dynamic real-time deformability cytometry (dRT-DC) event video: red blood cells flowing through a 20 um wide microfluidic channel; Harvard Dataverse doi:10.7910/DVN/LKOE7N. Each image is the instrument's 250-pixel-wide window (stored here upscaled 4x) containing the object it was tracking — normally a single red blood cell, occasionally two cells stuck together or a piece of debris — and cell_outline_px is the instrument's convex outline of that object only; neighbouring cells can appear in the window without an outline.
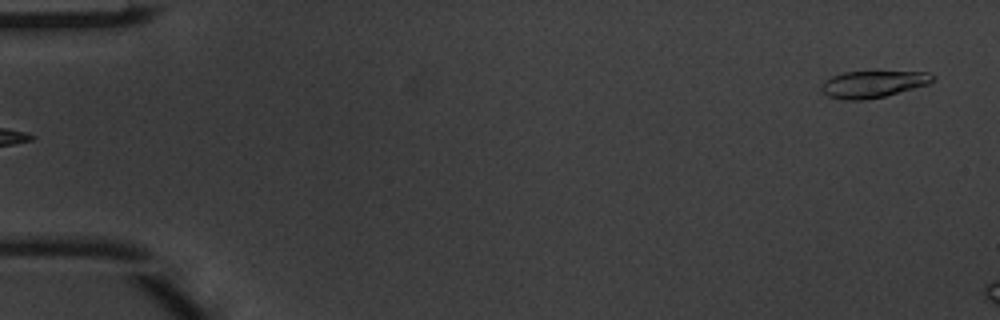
{"species": "common noctule bat (a hibernating species)", "species_latin": "Nyctalus noctula", "temperature_condition": "warm", "stored_images_in_passage": 5, "camera_frame_rate_fps": 3000, "um_per_image_px": 0.085, "animal": {"sex": "male", "body_mass_g": 20.1, "forearm_length_mm": 53.5}, "frame": {"image": 1, "passage_image": 5, "time_ms": 1.333, "image_size_px": [1000, 320], "cell_outline_px": [[936, 76], [928, 84], [884, 96], [864, 100], [844, 100], [828, 96], [820, 88], [820, 84], [824, 80], [832, 76], [844, 72], [928, 72]], "centroid_in_image_um": [74.16, 7.15], "position_along_channel_um": 10.8, "area_um2": 17.22}}